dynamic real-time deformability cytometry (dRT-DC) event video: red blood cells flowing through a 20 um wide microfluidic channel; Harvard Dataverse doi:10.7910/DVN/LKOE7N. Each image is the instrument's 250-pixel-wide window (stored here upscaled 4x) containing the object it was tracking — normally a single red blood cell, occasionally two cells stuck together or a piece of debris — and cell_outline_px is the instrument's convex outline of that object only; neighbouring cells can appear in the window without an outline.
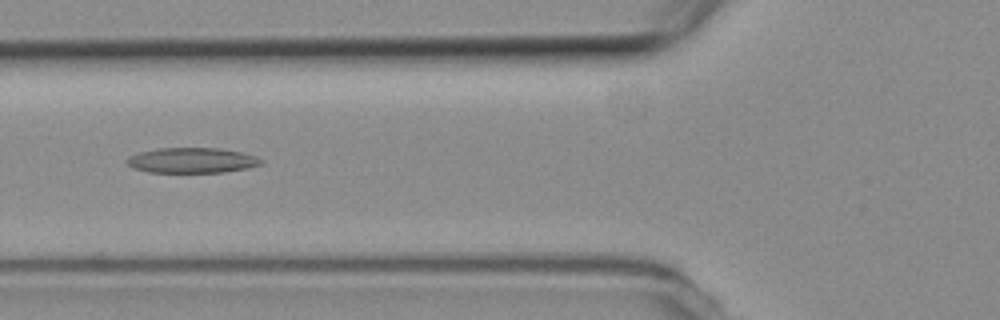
{"species": "common noctule bat (a hibernating species)", "species_latin": "Nyctalus noctula", "temperature_condition": "room temperature", "stored_images_in_passage": 53, "segment_of_instrument_passage": [1, 2], "camera_frame_rate_fps": 3000, "um_per_image_px": 0.085, "animal": {"sex": "female", "body_mass_g": 19.3, "forearm_length_mm": 54.1}, "frame": {"image": 1, "passage_image": 19, "time_ms": 6.0, "image_size_px": [1000, 320], "cell_outline_px": [[264, 160], [260, 164], [248, 168], [224, 172], [148, 172], [132, 168], [124, 164], [124, 160], [128, 156], [140, 152], [160, 148], [216, 148], [240, 152], [256, 156]], "centroid_in_image_um": [16.25, 13.63], "position_along_channel_um": 109.5, "area_um2": 19.83}}
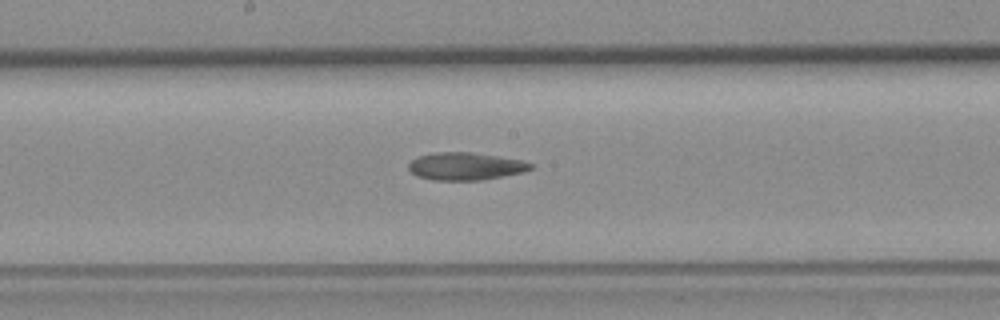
{"frame": {"image": 2, "passage_image": 27, "time_ms": 8.667, "image_size_px": [1000, 320], "cell_outline_px": [[532, 168], [524, 172], [504, 176], [480, 180], [432, 180], [416, 176], [408, 168], [408, 164], [412, 160], [420, 156], [436, 152], [468, 152], [524, 160], [532, 164]], "centroid_in_image_um": [39.57, 14.14], "position_along_channel_um": 208.6, "area_um2": 19.54}}
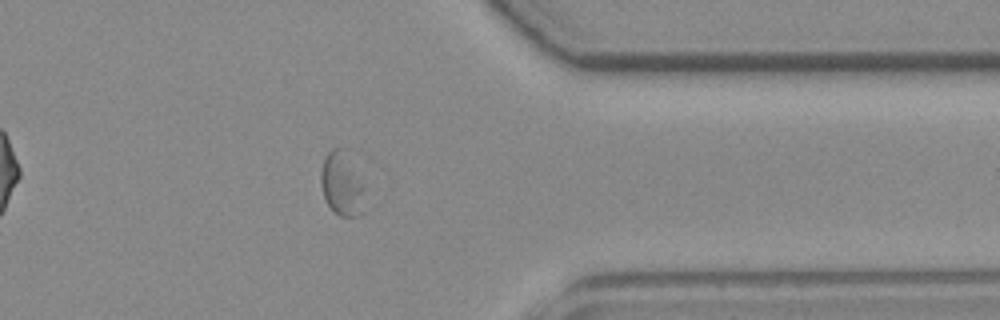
{"frame": {"image": 3, "passage_image": 42, "time_ms": 13.667, "image_size_px": [1000, 320], "cell_outline_px": [[364, 188], [360, 212], [356, 216], [340, 216], [332, 212], [324, 196], [320, 184], [320, 172], [324, 156], [332, 148], [340, 148]], "centroid_in_image_um": [28.96, 15.69], "position_along_channel_um": 382.4, "area_um2": 15.37}}